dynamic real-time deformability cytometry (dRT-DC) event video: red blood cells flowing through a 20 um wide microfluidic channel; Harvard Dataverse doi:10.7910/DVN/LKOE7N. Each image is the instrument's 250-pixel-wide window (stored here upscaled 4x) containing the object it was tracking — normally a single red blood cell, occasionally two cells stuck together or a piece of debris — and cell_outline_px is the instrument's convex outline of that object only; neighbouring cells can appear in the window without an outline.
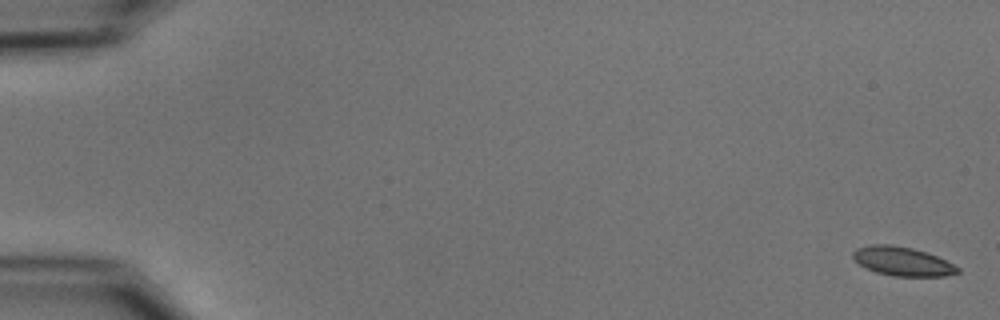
{"species": "common noctule bat (a hibernating species)", "species_latin": "Nyctalus noctula", "temperature_condition": "cold", "stored_images_in_passage": 55, "camera_frame_rate_fps": 3000, "um_per_image_px": 0.085, "animal": {"sex": "male", "body_mass_g": 15.6}, "frame": {"image": 1, "passage_image": 1, "time_ms": 0.0, "image_size_px": [1000, 320], "cell_outline_px": [[960, 272], [944, 276], [892, 276], [876, 272], [860, 264], [852, 256], [852, 252], [856, 248], [872, 244], [892, 244], [912, 248], [936, 256], [960, 268]], "centroid_in_image_um": [76.69, 22.21], "position_along_channel_um": 8.3, "area_um2": 17.46}}
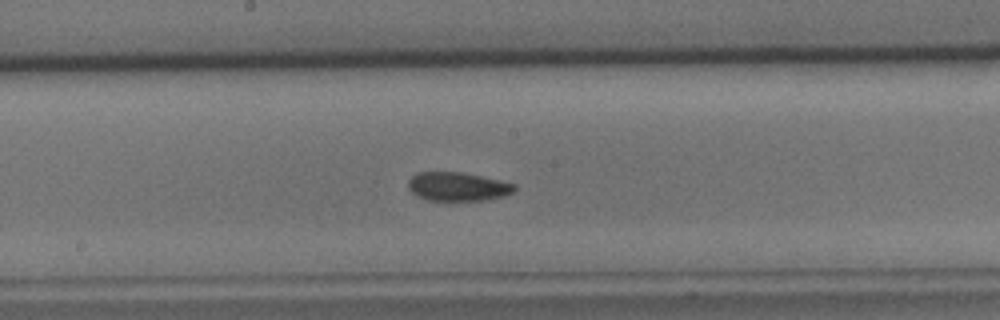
{"frame": {"image": 2, "passage_image": 30, "time_ms": 9.667, "image_size_px": [1000, 320], "cell_outline_px": [[516, 188], [512, 192], [504, 196], [480, 200], [428, 200], [412, 192], [408, 188], [408, 180], [416, 172], [460, 172], [480, 176], [516, 184]], "centroid_in_image_um": [38.88, 15.85], "position_along_channel_um": 209.3, "area_um2": 17.51}}
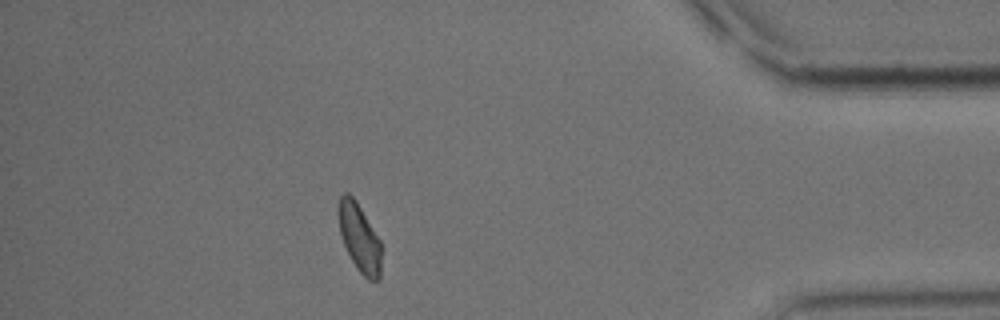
{"frame": {"image": 3, "passage_image": 49, "time_ms": 16.0, "image_size_px": [1000, 320], "cell_outline_px": [[380, 280], [368, 280], [356, 268], [344, 244], [340, 232], [336, 212], [340, 196], [344, 192], [348, 192], [356, 200], [380, 240]], "centroid_in_image_um": [30.52, 20.17], "position_along_channel_um": 404.7, "area_um2": 16.99}, "authors_computed_cell_mechanics": {"area_um2": 17.629, "velocity_mm_per_s": 3.6868, "shape_relaxation_time_tau1_ms": 4.4857, "shape_relaxation_time_tau2_ms": 2.8255, "deformation_change_tau1": 0.1103, "deformation_change_tau2": 0.074}}